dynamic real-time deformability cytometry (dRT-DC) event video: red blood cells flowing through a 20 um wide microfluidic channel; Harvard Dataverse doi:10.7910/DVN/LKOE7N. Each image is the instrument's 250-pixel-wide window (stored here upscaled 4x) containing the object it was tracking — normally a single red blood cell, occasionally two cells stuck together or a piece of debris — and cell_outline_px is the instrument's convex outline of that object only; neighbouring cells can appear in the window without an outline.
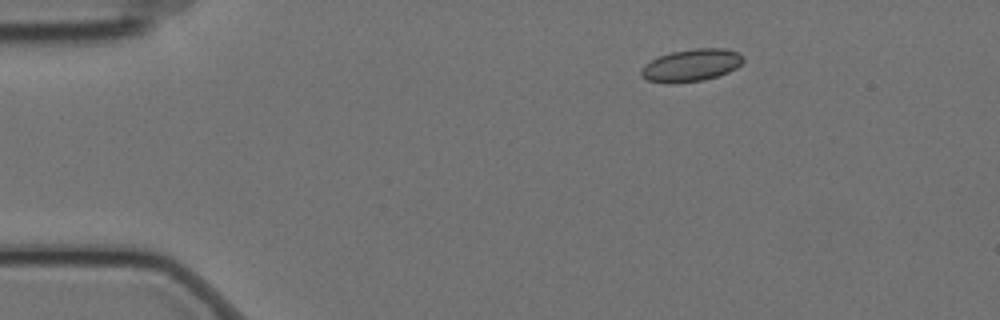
{"species": "Egyptian fruit bat (a non-hibernating species)", "species_latin": "Rousettus aegyptiacus", "temperature_condition": "cold", "stored_images_in_passage": 3, "camera_frame_rate_fps": 3000, "um_per_image_px": 0.085, "animal": {"sex": "female"}, "frame": {"image": 1, "passage_image": 1, "time_ms": 0.0, "image_size_px": [1000, 320], "cell_outline_px": [[744, 60], [736, 68], [728, 72], [704, 80], [672, 84], [668, 84], [648, 80], [640, 76], [640, 72], [644, 64], [660, 56], [672, 52], [696, 48], [724, 48], [736, 52], [744, 56]], "centroid_in_image_um": [58.74, 5.56], "position_along_channel_um": 26.3, "area_um2": 19.25}}